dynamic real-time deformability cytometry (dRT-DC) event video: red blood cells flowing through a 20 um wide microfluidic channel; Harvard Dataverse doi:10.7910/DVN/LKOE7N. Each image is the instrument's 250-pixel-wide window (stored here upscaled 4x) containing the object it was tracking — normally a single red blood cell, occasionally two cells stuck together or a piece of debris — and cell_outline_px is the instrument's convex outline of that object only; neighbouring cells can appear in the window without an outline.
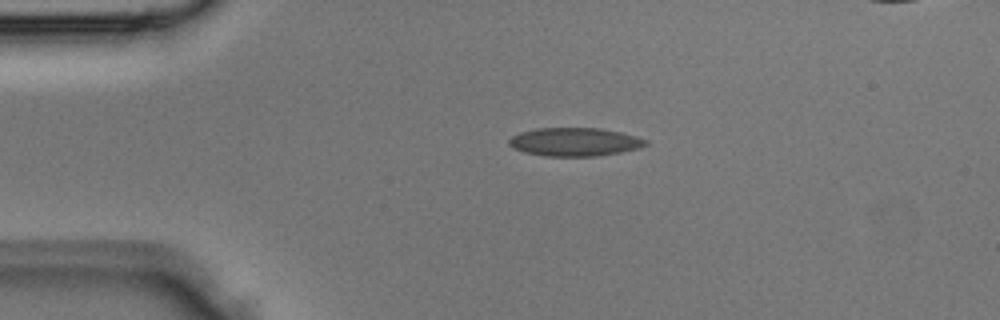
{"species": "Egyptian fruit bat (a non-hibernating species)", "species_latin": "Rousettus aegyptiacus", "temperature_condition": "room temperature", "stored_images_in_passage": 3, "camera_frame_rate_fps": 3000, "um_per_image_px": 0.085, "animal": {"sex": "male"}, "frame": {"image": 1, "passage_image": 2, "time_ms": 0.333, "image_size_px": [1000, 320], "cell_outline_px": [[648, 144], [640, 148], [620, 152], [596, 156], [544, 156], [524, 152], [512, 148], [508, 144], [508, 140], [512, 136], [520, 132], [536, 128], [600, 128], [620, 132], [636, 136], [648, 140]], "centroid_in_image_um": [48.83, 12.06], "position_along_channel_um": 36.2, "area_um2": 22.72}}
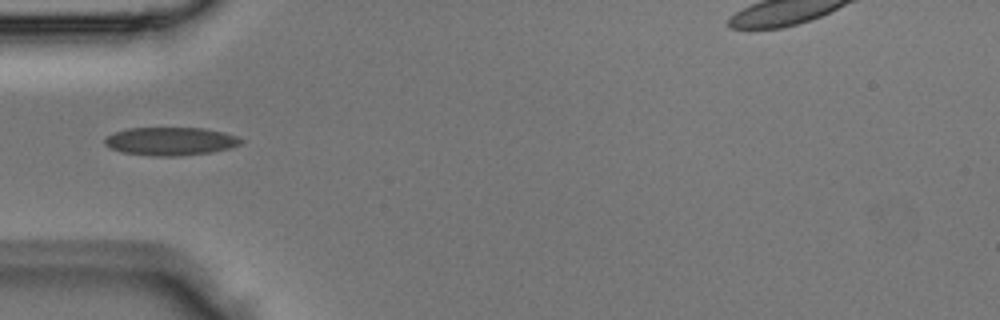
{"frame": {"image": 2, "passage_image": 3, "time_ms": 0.667, "image_size_px": [1000, 320], "cell_outline_px": [[244, 140], [240, 144], [228, 148], [212, 152], [180, 156], [156, 156], [124, 152], [112, 148], [104, 144], [104, 136], [128, 128], [204, 128], [224, 132], [236, 136]], "centroid_in_image_um": [14.5, 12.0], "position_along_channel_um": 70.5, "area_um2": 22.25}}